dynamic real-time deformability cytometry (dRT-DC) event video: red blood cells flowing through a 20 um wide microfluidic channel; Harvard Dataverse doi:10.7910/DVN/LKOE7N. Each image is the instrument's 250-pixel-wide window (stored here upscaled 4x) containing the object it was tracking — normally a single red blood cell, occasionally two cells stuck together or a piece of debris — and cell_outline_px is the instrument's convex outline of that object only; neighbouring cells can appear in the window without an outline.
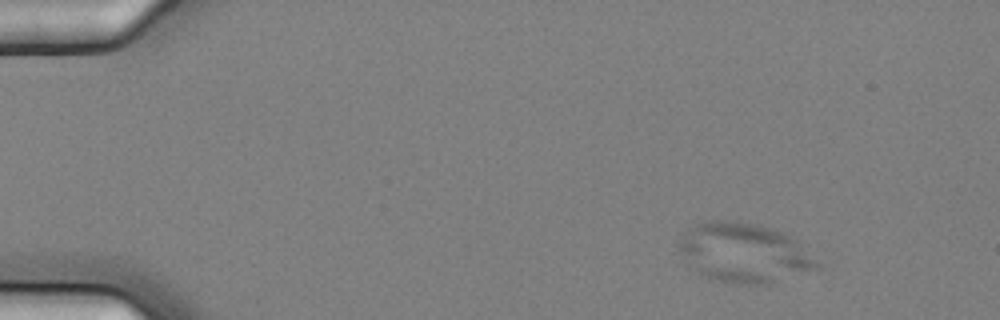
{"species": "common noctule bat (a hibernating species)", "species_latin": "Nyctalus noctula", "temperature_condition": "cold", "stored_images_in_passage": 8, "camera_frame_rate_fps": 3000, "um_per_image_px": 0.085, "animal": {"sex": "female", "body_mass_g": 25.1}, "frame": {"image": 1, "passage_image": 2, "time_ms": 0.333, "image_size_px": [1000, 320], "cell_outline_px": [[824, 268], [768, 284], [736, 284], [708, 280], [696, 272], [680, 252], [676, 244], [684, 232], [692, 224], [708, 220], [736, 220], [760, 224], [780, 232], [796, 240]], "centroid_in_image_um": [63.22, 21.5], "position_along_channel_um": 21.8, "area_um2": 48.55}}
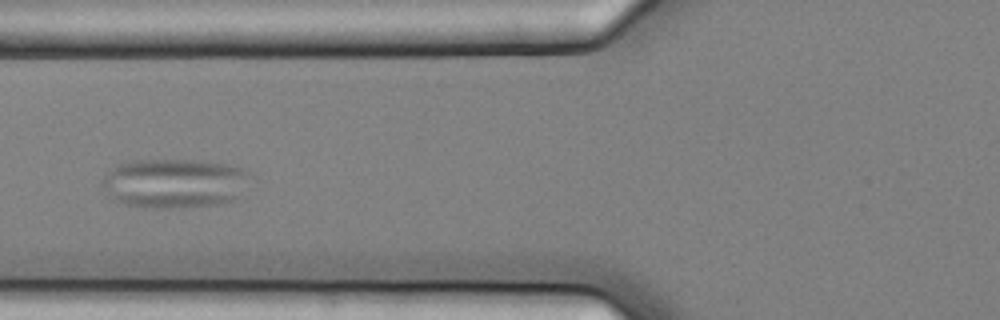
{"frame": {"image": 2, "passage_image": 6, "time_ms": 1.667, "image_size_px": [1000, 320], "cell_outline_px": [[244, 172], [240, 200], [216, 204], [184, 208], [144, 208], [124, 204], [112, 200], [104, 188], [100, 180], [116, 164], [132, 160], [196, 160], [228, 164], [244, 168]], "centroid_in_image_um": [14.74, 15.59], "position_along_channel_um": 111.1, "area_um2": 42.71}}